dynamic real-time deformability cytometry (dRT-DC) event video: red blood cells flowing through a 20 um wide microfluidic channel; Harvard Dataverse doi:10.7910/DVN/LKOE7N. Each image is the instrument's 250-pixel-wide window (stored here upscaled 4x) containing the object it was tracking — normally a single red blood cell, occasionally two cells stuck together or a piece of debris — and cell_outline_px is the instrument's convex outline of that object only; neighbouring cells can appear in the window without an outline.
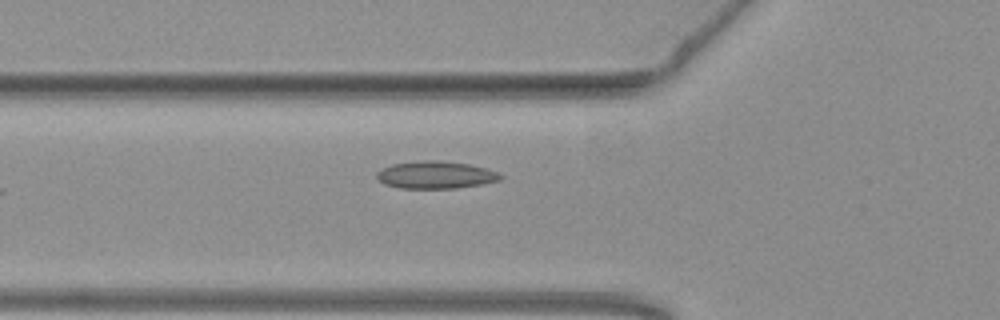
{"species": "common noctule bat (a hibernating species)", "species_latin": "Nyctalus noctula", "temperature_condition": "warm", "stored_images_in_passage": 13, "camera_frame_rate_fps": 3000, "um_per_image_px": 0.085, "animal": {"sex": "female", "body_mass_g": 19.3, "forearm_length_mm": 54.1}, "frame": {"image": 1, "passage_image": 9, "time_ms": 2.667, "image_size_px": [1000, 320], "cell_outline_px": [[504, 176], [500, 180], [480, 184], [456, 188], [400, 188], [384, 184], [376, 180], [376, 172], [380, 168], [392, 164], [424, 160], [436, 160], [468, 164], [488, 168]], "centroid_in_image_um": [36.98, 14.86], "position_along_channel_um": 88.8, "area_um2": 19.83}}
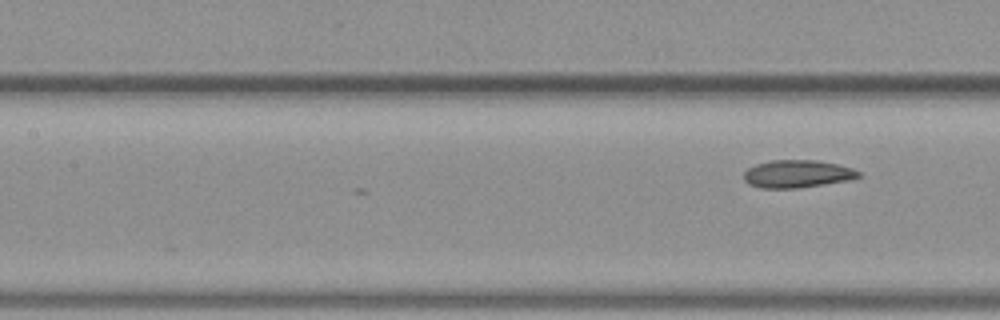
{"frame": {"image": 2, "passage_image": 13, "time_ms": 4.0, "image_size_px": [1000, 320], "cell_outline_px": [[860, 176], [848, 180], [796, 188], [760, 188], [748, 184], [744, 180], [744, 172], [748, 168], [756, 164], [772, 160], [816, 160], [836, 164], [852, 168], [860, 172]], "centroid_in_image_um": [67.72, 14.78], "position_along_channel_um": 139.7, "area_um2": 18.32}}